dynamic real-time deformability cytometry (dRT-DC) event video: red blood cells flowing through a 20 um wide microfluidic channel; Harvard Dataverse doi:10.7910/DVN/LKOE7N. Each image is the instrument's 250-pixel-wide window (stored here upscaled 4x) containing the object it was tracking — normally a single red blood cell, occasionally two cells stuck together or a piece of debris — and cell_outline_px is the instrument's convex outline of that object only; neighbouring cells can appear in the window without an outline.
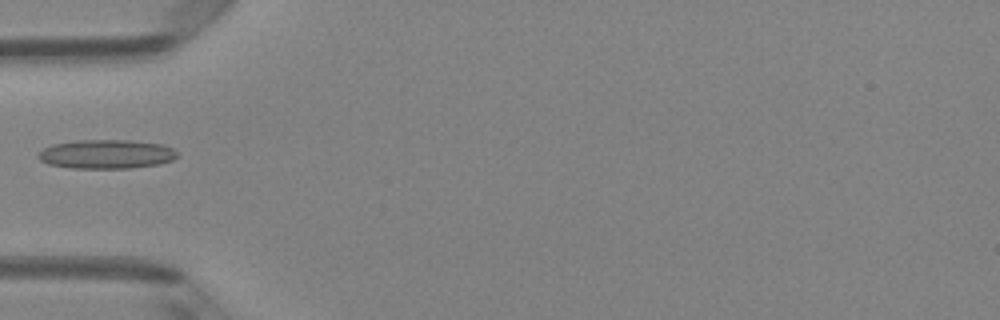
{"species": "Egyptian fruit bat (a non-hibernating species)", "species_latin": "Rousettus aegyptiacus", "temperature_condition": "room temperature", "stored_images_in_passage": 5, "camera_frame_rate_fps": 3000, "um_per_image_px": 0.085, "animal": {"sex": "female"}, "frame": {"image": 1, "passage_image": 4, "time_ms": 1.0, "image_size_px": [1000, 320], "cell_outline_px": [[176, 156], [172, 160], [160, 164], [128, 168], [72, 168], [48, 164], [40, 160], [36, 156], [44, 148], [52, 144], [76, 140], [128, 140], [164, 144], [172, 148], [176, 152]], "centroid_in_image_um": [9.03, 13.1], "position_along_channel_um": 76.0, "area_um2": 23.52}}
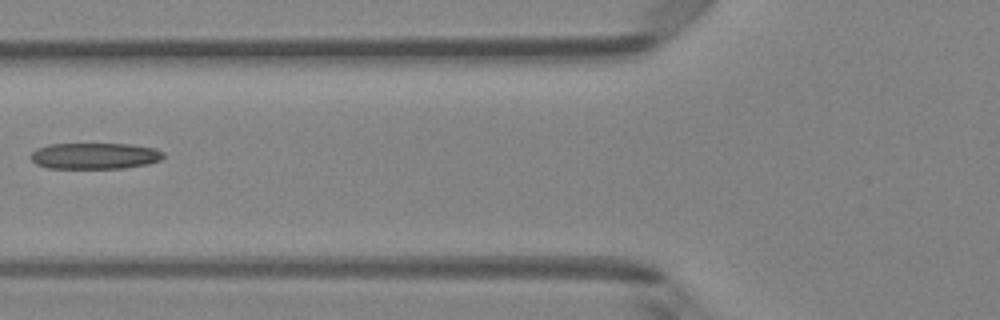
{"frame": {"image": 2, "passage_image": 5, "time_ms": 1.333, "image_size_px": [1000, 320], "cell_outline_px": [[164, 156], [160, 160], [148, 164], [124, 168], [48, 168], [36, 164], [28, 156], [36, 148], [48, 144], [132, 144], [156, 148], [164, 152]], "centroid_in_image_um": [8.05, 13.25], "position_along_channel_um": 117.7, "area_um2": 20.46}}